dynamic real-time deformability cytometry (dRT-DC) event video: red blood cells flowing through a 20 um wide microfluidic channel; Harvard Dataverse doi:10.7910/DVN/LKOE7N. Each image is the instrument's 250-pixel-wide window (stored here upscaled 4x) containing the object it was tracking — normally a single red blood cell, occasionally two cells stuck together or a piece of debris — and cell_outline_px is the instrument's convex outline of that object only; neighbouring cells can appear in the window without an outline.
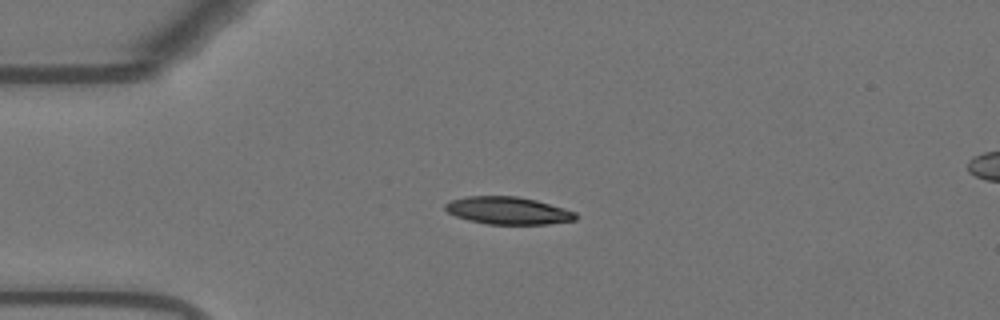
{"species": "Egyptian fruit bat (a non-hibernating species)", "species_latin": "Rousettus aegyptiacus", "temperature_condition": "warm", "stored_images_in_passage": 43, "camera_frame_rate_fps": 3000, "um_per_image_px": 0.085, "animal": {"sex": "female"}, "frame": {"image": 1, "passage_image": 1, "time_ms": 0.0, "image_size_px": [1000, 320], "cell_outline_px": [[576, 220], [548, 224], [488, 224], [468, 220], [456, 216], [448, 212], [444, 208], [444, 204], [452, 200], [468, 196], [516, 196], [536, 200], [564, 208], [576, 212]], "centroid_in_image_um": [43.18, 17.9], "position_along_channel_um": 41.8, "area_um2": 20.81}}
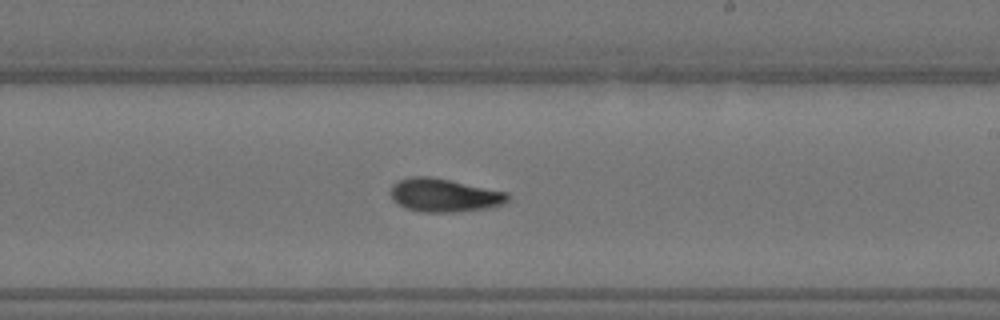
{"frame": {"image": 2, "passage_image": 20, "time_ms": 6.333, "image_size_px": [1000, 320], "cell_outline_px": [[508, 200], [504, 204], [492, 208], [452, 212], [420, 212], [404, 208], [392, 200], [392, 184], [400, 180], [412, 176], [428, 176], [508, 192]], "centroid_in_image_um": [37.76, 16.61], "position_along_channel_um": 251.2, "area_um2": 22.72}}
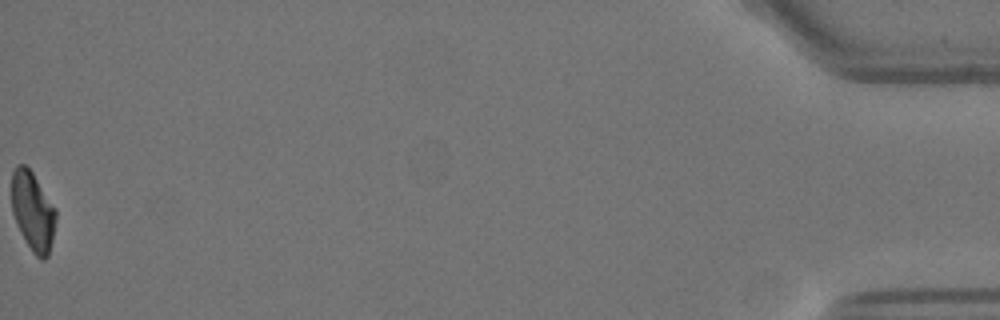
{"frame": {"image": 3, "passage_image": 43, "time_ms": 14.0, "image_size_px": [1000, 320], "cell_outline_px": [[56, 220], [52, 240], [48, 256], [44, 260], [40, 260], [32, 252], [12, 212], [12, 172], [16, 164], [24, 164], [32, 172], [56, 208]], "centroid_in_image_um": [2.81, 17.94], "position_along_channel_um": 432.4, "area_um2": 20.11}, "authors_computed_cell_mechanics": {"area_um2": 21.5016, "velocity_mm_per_s": 3.6849, "shape_relaxation_time_tau1_ms": 6.2466, "shape_relaxation_time_tau2_ms": 2.3864, "deformation_change_tau1": 0.2312, "deformation_change_tau2": 0.085}}